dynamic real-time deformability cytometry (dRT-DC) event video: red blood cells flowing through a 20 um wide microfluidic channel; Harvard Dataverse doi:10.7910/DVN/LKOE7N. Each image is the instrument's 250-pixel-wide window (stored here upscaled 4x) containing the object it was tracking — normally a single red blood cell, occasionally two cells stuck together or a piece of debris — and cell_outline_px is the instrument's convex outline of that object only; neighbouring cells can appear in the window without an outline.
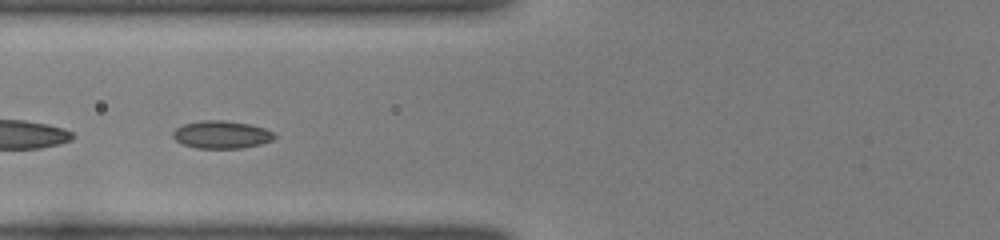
{"species": "common noctule bat (a hibernating species)", "species_latin": "Nyctalus noctula", "temperature_condition": "room temperature", "stored_images_in_passage": 39, "camera_frame_rate_fps": 3000, "um_per_image_px": 0.085, "animal": {"sex": "female", "body_mass_g": 22.0, "forearm_length_mm": 56.7}, "frame": {"image": 1, "passage_image": 15, "time_ms": 4.667, "image_size_px": [1000, 240], "cell_outline_px": [[276, 136], [272, 140], [260, 144], [240, 148], [196, 148], [184, 144], [176, 140], [172, 136], [172, 132], [176, 128], [184, 124], [200, 120], [224, 120], [248, 124], [264, 128], [276, 132]], "centroid_in_image_um": [18.83, 11.43], "position_along_channel_um": 107.0, "area_um2": 16.36}}
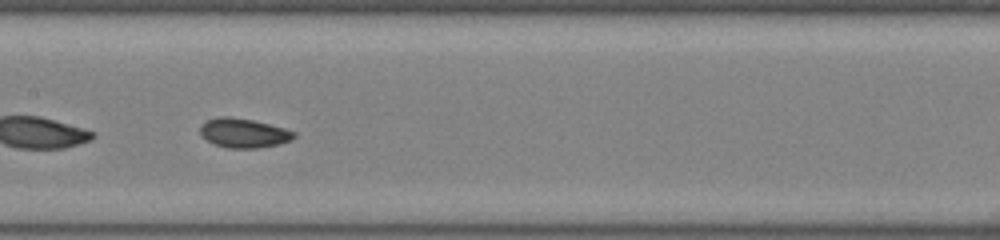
{"frame": {"image": 2, "passage_image": 21, "time_ms": 6.667, "image_size_px": [1000, 240], "cell_outline_px": [[296, 136], [292, 140], [280, 144], [256, 148], [228, 148], [212, 144], [200, 136], [200, 128], [208, 120], [220, 116], [228, 116], [252, 120], [284, 128], [296, 132]], "centroid_in_image_um": [20.71, 11.32], "position_along_channel_um": 186.7, "area_um2": 16.07}, "authors_computed_cell_mechanics": {"area_um2": 16.1262, "velocity_mm_per_s": 3.9974, "shape_relaxation_time_tau1_ms": 2.5517, "shape_relaxation_time_tau2_ms": 2.9168, "deformation_change_tau1": 0.0612, "deformation_change_tau2": 0.0627}}